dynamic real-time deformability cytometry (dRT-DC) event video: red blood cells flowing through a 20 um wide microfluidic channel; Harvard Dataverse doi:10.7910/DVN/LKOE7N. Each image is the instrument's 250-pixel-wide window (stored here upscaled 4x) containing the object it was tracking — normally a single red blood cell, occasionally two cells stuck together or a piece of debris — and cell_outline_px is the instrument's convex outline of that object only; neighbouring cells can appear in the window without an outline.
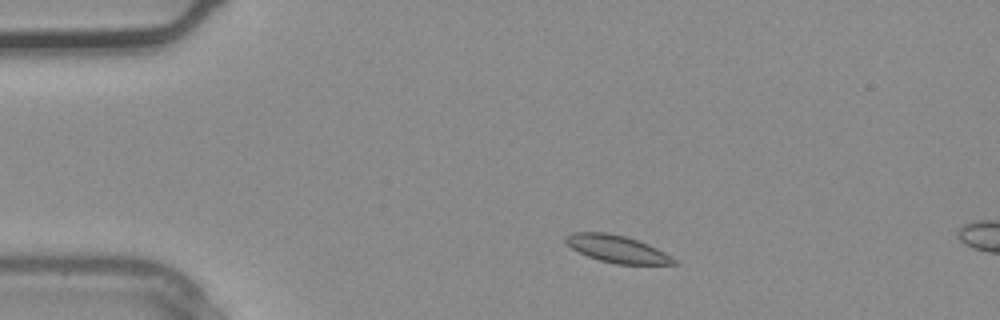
{"species": "common noctule bat (a hibernating species)", "species_latin": "Nyctalus noctula", "temperature_condition": "warm", "stored_images_in_passage": 2, "camera_frame_rate_fps": 3000, "um_per_image_px": 0.085, "animal": {"sex": "male", "body_mass_g": 20.4}, "frame": {"image": 1, "passage_image": 1, "time_ms": 0.0, "image_size_px": [1000, 320], "cell_outline_px": [[676, 264], [616, 264], [600, 260], [588, 256], [572, 248], [564, 240], [564, 236], [572, 232], [608, 232], [628, 236], [648, 244], [664, 252], [676, 260]], "centroid_in_image_um": [52.43, 21.14], "position_along_channel_um": 32.6, "area_um2": 17.11}}